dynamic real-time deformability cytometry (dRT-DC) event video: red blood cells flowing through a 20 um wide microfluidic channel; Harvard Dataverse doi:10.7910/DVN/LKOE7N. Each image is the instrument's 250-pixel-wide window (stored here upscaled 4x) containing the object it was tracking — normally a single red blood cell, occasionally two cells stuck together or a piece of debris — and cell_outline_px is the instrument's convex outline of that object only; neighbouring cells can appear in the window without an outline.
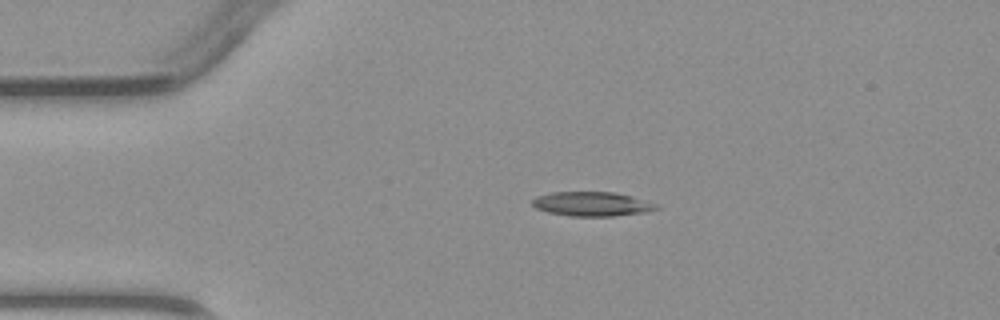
{"species": "common noctule bat (a hibernating species)", "species_latin": "Nyctalus noctula", "temperature_condition": "warm", "stored_images_in_passage": 3, "camera_frame_rate_fps": 3000, "um_per_image_px": 0.085, "animal": {"sex": "male", "body_mass_g": 23.1, "forearm_length_mm": 52.7}, "frame": {"image": 1, "passage_image": 3, "time_ms": 3.333, "image_size_px": [1000, 320], "cell_outline_px": [[660, 208], [644, 212], [612, 216], [568, 216], [548, 212], [536, 208], [532, 204], [532, 200], [540, 196], [552, 192], [612, 192], [628, 196], [656, 204]], "centroid_in_image_um": [50.27, 17.34], "position_along_channel_um": 34.7, "area_um2": 17.17}}